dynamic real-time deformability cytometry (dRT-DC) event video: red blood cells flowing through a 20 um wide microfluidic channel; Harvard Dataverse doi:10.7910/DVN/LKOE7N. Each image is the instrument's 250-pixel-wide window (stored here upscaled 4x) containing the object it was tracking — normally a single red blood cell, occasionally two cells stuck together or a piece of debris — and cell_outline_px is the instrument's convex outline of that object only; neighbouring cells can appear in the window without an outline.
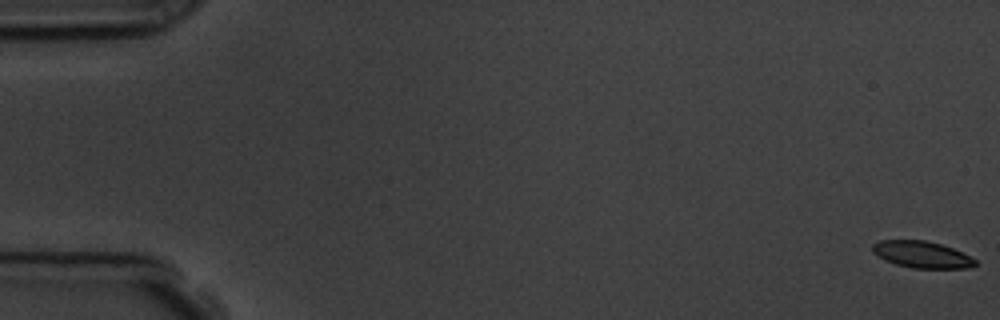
{"species": "common noctule bat (a hibernating species)", "species_latin": "Nyctalus noctula", "temperature_condition": "room temperature", "stored_images_in_passage": 58, "camera_frame_rate_fps": 3000, "um_per_image_px": 0.085, "animal": {"sex": "male", "body_mass_g": 19.5, "forearm_length_mm": 54.6}, "frame": {"image": 1, "passage_image": 1, "time_ms": 0.0, "image_size_px": [1000, 320], "cell_outline_px": [[976, 264], [968, 268], [912, 268], [896, 264], [884, 260], [872, 252], [872, 244], [880, 240], [924, 240], [940, 244], [952, 248], [976, 260]], "centroid_in_image_um": [78.31, 21.63], "position_along_channel_um": 6.7, "area_um2": 15.84}}
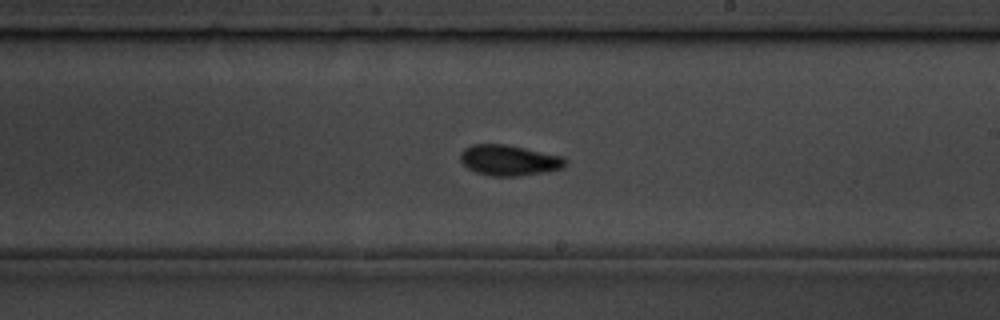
{"frame": {"image": 2, "passage_image": 34, "time_ms": 11.0, "image_size_px": [1000, 320], "cell_outline_px": [[568, 164], [564, 168], [548, 172], [520, 176], [488, 176], [476, 172], [468, 168], [460, 160], [460, 152], [464, 148], [472, 144], [504, 144], [564, 156], [568, 160]], "centroid_in_image_um": [43.32, 13.63], "position_along_channel_um": 245.7, "area_um2": 19.07}}
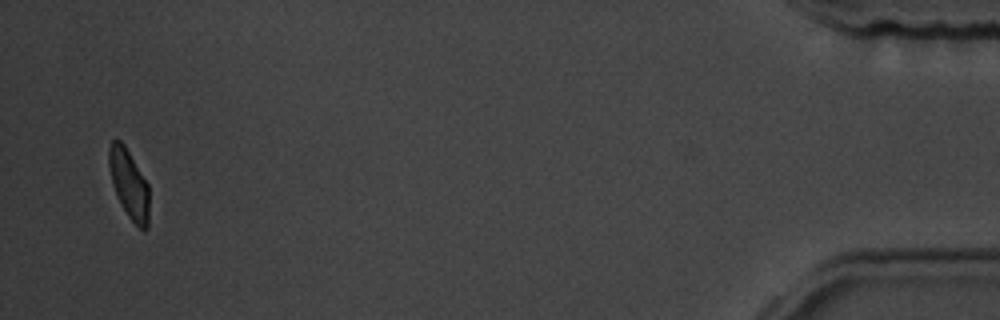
{"frame": {"image": 3, "passage_image": 56, "time_ms": 18.333, "image_size_px": [1000, 320], "cell_outline_px": [[148, 228], [144, 232], [128, 216], [120, 204], [116, 196], [112, 184], [108, 164], [108, 148], [112, 140], [120, 140], [124, 144], [148, 184]], "centroid_in_image_um": [10.94, 15.64], "position_along_channel_um": 424.3, "area_um2": 16.18}, "authors_computed_cell_mechanics": {"area_um2": 17.629, "velocity_mm_per_s": 3.592, "shape_relaxation_time_tau1_ms": 5.4564, "shape_relaxation_time_tau2_ms": 2.6417, "deformation_change_tau1": 0.1439, "deformation_change_tau2": 0.0803}}